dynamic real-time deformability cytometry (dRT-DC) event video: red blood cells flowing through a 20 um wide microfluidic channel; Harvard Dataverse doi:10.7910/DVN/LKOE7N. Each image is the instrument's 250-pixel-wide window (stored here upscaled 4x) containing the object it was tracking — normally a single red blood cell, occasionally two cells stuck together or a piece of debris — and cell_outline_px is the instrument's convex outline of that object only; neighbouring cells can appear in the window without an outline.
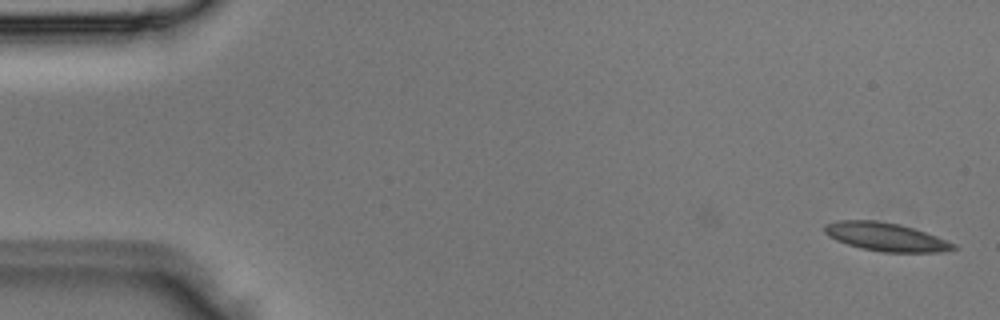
{"species": "Egyptian fruit bat (a non-hibernating species)", "species_latin": "Rousettus aegyptiacus", "temperature_condition": "room temperature", "stored_images_in_passage": 3, "camera_frame_rate_fps": 3000, "um_per_image_px": 0.085, "animal": {"sex": "male"}, "frame": {"image": 1, "passage_image": 3, "time_ms": 0.667, "image_size_px": [1000, 320], "cell_outline_px": [[960, 248], [940, 252], [884, 252], [860, 248], [836, 240], [828, 236], [824, 232], [824, 224], [836, 220], [876, 220], [900, 224], [936, 236], [956, 244]], "centroid_in_image_um": [75.28, 20.13], "position_along_channel_um": 9.7, "area_um2": 21.33}}